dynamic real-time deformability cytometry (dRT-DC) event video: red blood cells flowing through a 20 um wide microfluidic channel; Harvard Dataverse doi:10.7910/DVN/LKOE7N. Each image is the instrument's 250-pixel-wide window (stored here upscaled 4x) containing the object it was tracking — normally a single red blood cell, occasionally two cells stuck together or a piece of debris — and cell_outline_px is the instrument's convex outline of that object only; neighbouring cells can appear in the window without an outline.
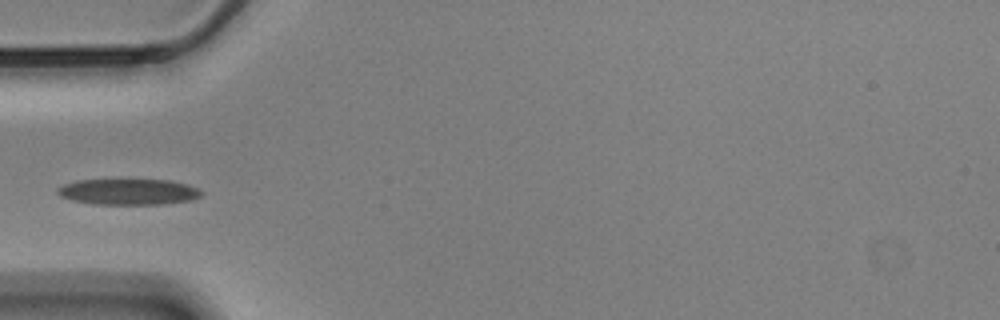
{"species": "Egyptian fruit bat (a non-hibernating species)", "species_latin": "Rousettus aegyptiacus", "temperature_condition": "cold", "stored_images_in_passage": 9, "camera_frame_rate_fps": 3000, "um_per_image_px": 0.085, "animal": {"sex": "male"}, "frame": {"image": 1, "passage_image": 1, "time_ms": 0.0, "image_size_px": [1000, 320], "cell_outline_px": [[204, 192], [200, 196], [192, 200], [160, 204], [92, 204], [72, 200], [60, 196], [56, 192], [56, 188], [64, 184], [76, 180], [172, 180], [188, 184]], "centroid_in_image_um": [10.9, 16.3], "position_along_channel_um": 74.1, "area_um2": 21.79}}
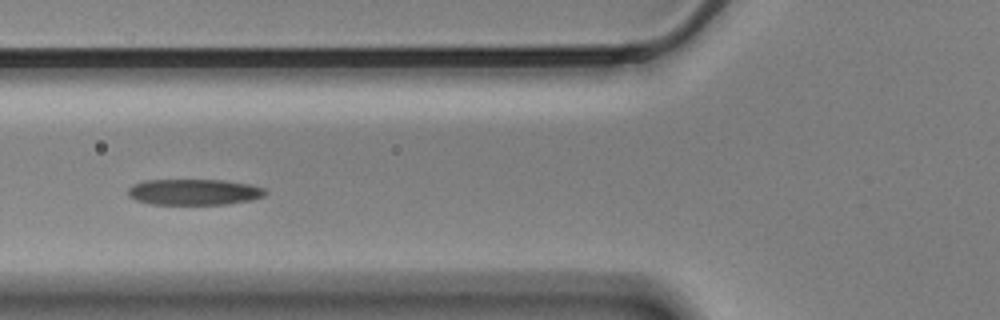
{"frame": {"image": 2, "passage_image": 4, "time_ms": 1.0, "image_size_px": [1000, 320], "cell_outline_px": [[268, 192], [264, 196], [252, 200], [228, 204], [152, 204], [136, 200], [128, 196], [128, 188], [132, 184], [144, 180], [224, 180], [248, 184], [264, 188]], "centroid_in_image_um": [16.49, 16.32], "position_along_channel_um": 109.3, "area_um2": 20.87}}
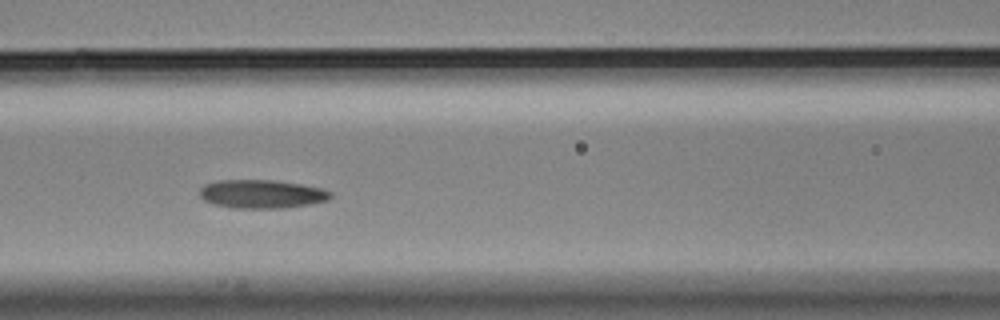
{"frame": {"image": 3, "passage_image": 7, "time_ms": 2.0, "image_size_px": [1000, 320], "cell_outline_px": [[332, 196], [328, 200], [308, 204], [280, 208], [232, 208], [212, 204], [204, 200], [200, 196], [200, 188], [204, 184], [216, 180], [272, 180], [300, 184], [320, 188], [332, 192]], "centroid_in_image_um": [22.2, 16.49], "position_along_channel_um": 144.4, "area_um2": 21.73}}